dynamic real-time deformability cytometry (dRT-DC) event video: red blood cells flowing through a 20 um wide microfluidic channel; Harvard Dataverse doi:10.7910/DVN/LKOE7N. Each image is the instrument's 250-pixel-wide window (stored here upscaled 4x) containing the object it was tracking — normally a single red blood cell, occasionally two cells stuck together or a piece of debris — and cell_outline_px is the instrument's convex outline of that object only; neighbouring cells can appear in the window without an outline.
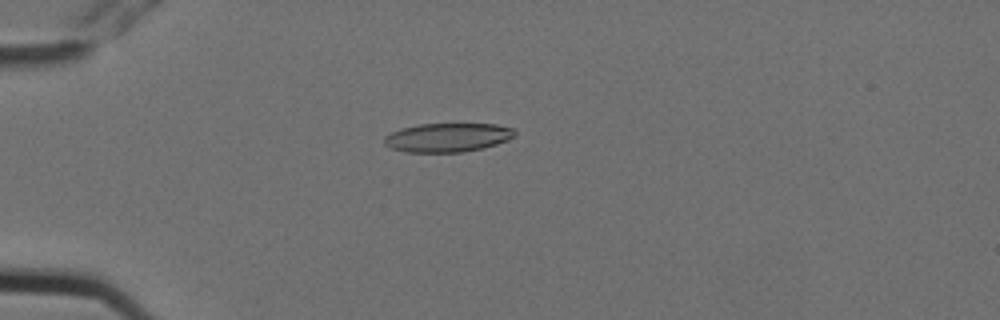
{"species": "Egyptian fruit bat (a non-hibernating species)", "species_latin": "Rousettus aegyptiacus", "temperature_condition": "cold", "stored_images_in_passage": 7, "camera_frame_rate_fps": 3000, "um_per_image_px": 0.085, "animal": {"sex": "female"}, "frame": {"image": 1, "passage_image": 5, "time_ms": 1.333, "image_size_px": [1000, 320], "cell_outline_px": [[516, 136], [508, 140], [496, 144], [480, 148], [460, 152], [404, 152], [392, 148], [384, 144], [384, 136], [400, 128], [420, 124], [496, 124], [516, 128]], "centroid_in_image_um": [38.06, 11.67], "position_along_channel_um": 46.9, "area_um2": 22.02}}
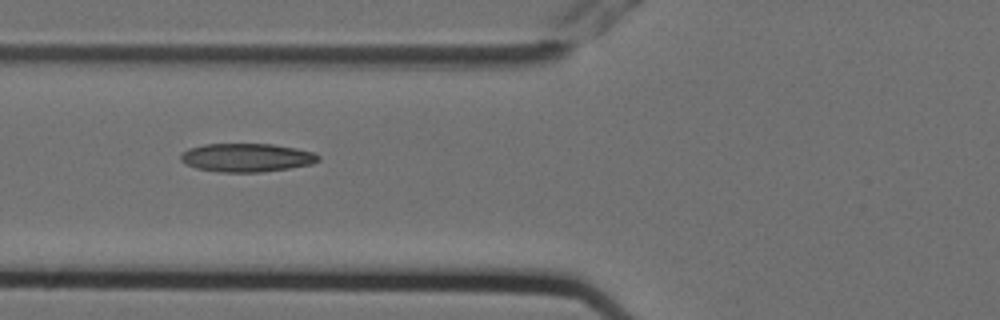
{"frame": {"image": 2, "passage_image": 7, "time_ms": 2.0, "image_size_px": [1000, 320], "cell_outline_px": [[320, 160], [312, 164], [288, 168], [260, 172], [220, 172], [196, 168], [184, 164], [180, 160], [180, 156], [188, 148], [204, 144], [272, 144], [296, 148], [312, 152], [320, 156]], "centroid_in_image_um": [20.95, 13.39], "position_along_channel_um": 104.9, "area_um2": 22.83}}